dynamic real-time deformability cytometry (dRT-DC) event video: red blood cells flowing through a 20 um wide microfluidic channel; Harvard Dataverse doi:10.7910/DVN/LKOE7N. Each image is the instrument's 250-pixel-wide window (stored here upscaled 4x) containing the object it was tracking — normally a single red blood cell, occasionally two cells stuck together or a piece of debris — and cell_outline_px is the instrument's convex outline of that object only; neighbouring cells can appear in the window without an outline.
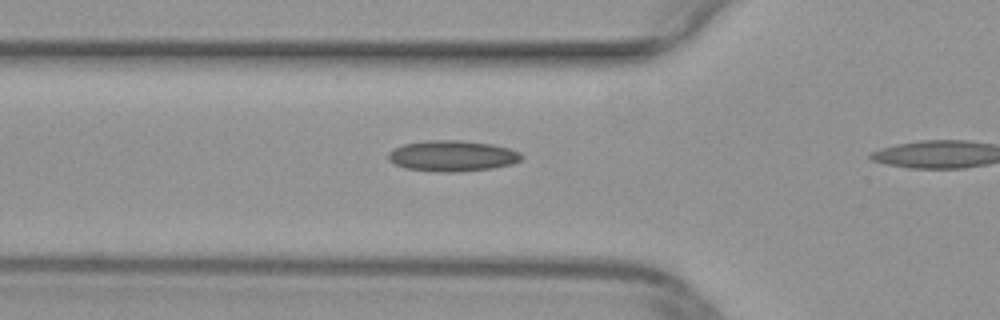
{"species": "common noctule bat (a hibernating species)", "species_latin": "Nyctalus noctula", "temperature_condition": "warm", "stored_images_in_passage": 11, "camera_frame_rate_fps": 3000, "um_per_image_px": 0.085, "animal": {"sex": "female", "body_mass_g": 29.2, "forearm_length_mm": 56.3}, "frame": {"image": 1, "passage_image": 10, "time_ms": 3.0, "image_size_px": [1000, 320], "cell_outline_px": [[524, 156], [520, 160], [512, 164], [492, 168], [456, 172], [436, 172], [404, 168], [392, 164], [388, 160], [388, 152], [392, 148], [404, 144], [428, 140], [460, 140], [492, 144], [508, 148], [520, 152]], "centroid_in_image_um": [38.4, 13.25], "position_along_channel_um": 87.4, "area_um2": 24.22}}